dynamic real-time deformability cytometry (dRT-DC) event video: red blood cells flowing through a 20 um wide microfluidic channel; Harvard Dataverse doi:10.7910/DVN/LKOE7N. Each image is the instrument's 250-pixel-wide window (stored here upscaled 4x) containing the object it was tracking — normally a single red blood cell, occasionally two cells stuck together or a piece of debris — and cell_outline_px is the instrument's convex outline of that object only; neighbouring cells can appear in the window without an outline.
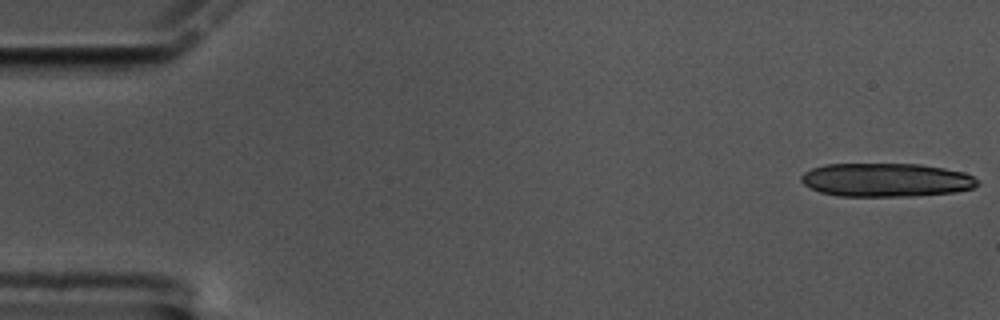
{"species": "common noctule bat (a hibernating species)", "species_latin": "Nyctalus noctula", "temperature_condition": "cold", "stored_images_in_passage": 16, "camera_frame_rate_fps": 3000, "um_per_image_px": 0.085, "animal": {"sex": "male", "body_mass_g": 17.5, "forearm_length_mm": 52.3}, "frame": {"image": 1, "passage_image": 1, "time_ms": 0.0, "image_size_px": [1000, 320], "cell_outline_px": [[980, 184], [972, 188], [956, 192], [912, 196], [836, 196], [820, 192], [804, 184], [800, 180], [800, 176], [804, 172], [812, 168], [824, 164], [920, 164], [944, 168], [964, 172], [980, 180]], "centroid_in_image_um": [75.33, 15.29], "position_along_channel_um": 9.7, "area_um2": 34.74}}